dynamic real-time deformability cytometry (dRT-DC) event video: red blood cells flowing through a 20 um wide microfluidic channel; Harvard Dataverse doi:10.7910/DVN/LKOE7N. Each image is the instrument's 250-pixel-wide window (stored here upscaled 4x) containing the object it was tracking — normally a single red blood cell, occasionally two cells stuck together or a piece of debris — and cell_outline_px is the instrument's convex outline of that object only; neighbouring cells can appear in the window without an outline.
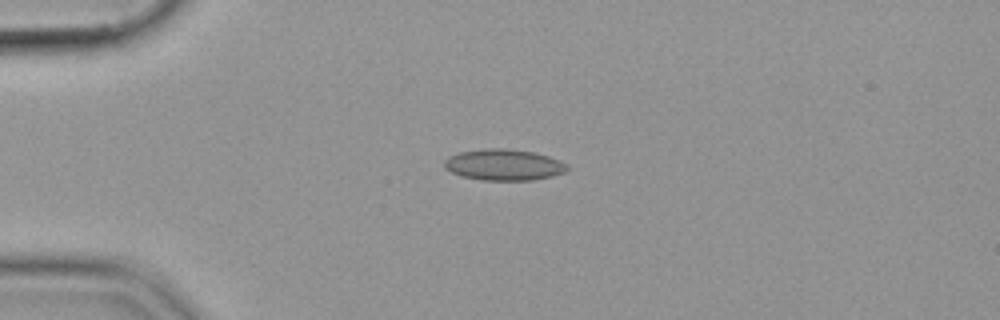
{"species": "common noctule bat (a hibernating species)", "species_latin": "Nyctalus noctula", "temperature_condition": "cold", "stored_images_in_passage": 42, "camera_frame_rate_fps": 3000, "um_per_image_px": 0.085, "animal": {"sex": "female", "body_mass_g": 19.9}, "frame": {"image": 1, "passage_image": 1, "time_ms": 0.0, "image_size_px": [1000, 320], "cell_outline_px": [[568, 168], [564, 172], [552, 176], [532, 180], [484, 180], [460, 176], [444, 168], [444, 160], [448, 156], [460, 152], [488, 148], [504, 148], [536, 152], [560, 160], [568, 164]], "centroid_in_image_um": [42.82, 14.0], "position_along_channel_um": 42.2, "area_um2": 22.43}}
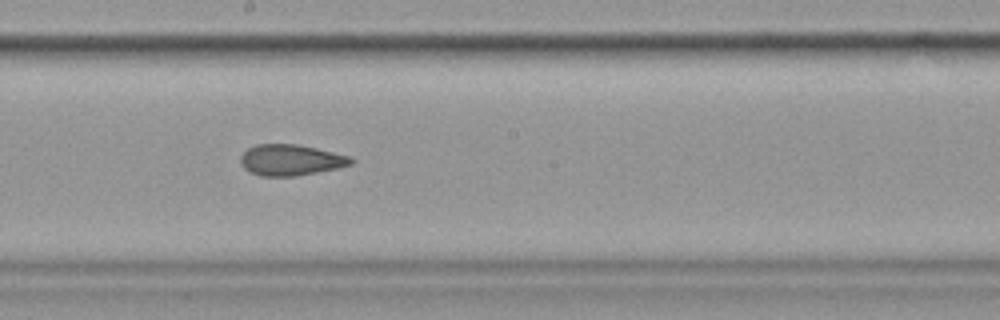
{"frame": {"image": 2, "passage_image": 18, "time_ms": 5.667, "image_size_px": [1000, 320], "cell_outline_px": [[356, 160], [352, 164], [340, 168], [296, 176], [260, 176], [248, 172], [240, 164], [240, 156], [248, 148], [256, 144], [296, 144], [316, 148], [352, 156]], "centroid_in_image_um": [24.73, 13.61], "position_along_channel_um": 223.5, "area_um2": 20.29}}
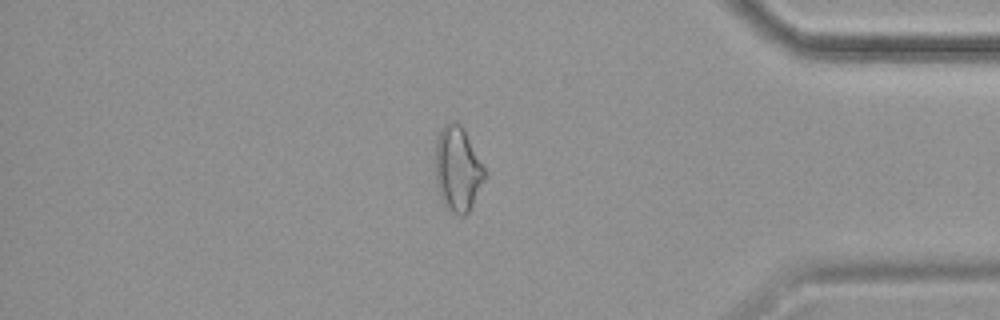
{"frame": {"image": 3, "passage_image": 34, "time_ms": 11.0, "image_size_px": [1000, 320], "cell_outline_px": [[488, 176], [468, 212], [464, 216], [460, 216], [452, 212], [444, 204], [440, 196], [436, 184], [436, 140], [444, 124], [448, 120], [460, 124], [484, 164], [488, 172]], "centroid_in_image_um": [38.94, 14.38], "position_along_channel_um": 396.3, "area_um2": 24.57}}